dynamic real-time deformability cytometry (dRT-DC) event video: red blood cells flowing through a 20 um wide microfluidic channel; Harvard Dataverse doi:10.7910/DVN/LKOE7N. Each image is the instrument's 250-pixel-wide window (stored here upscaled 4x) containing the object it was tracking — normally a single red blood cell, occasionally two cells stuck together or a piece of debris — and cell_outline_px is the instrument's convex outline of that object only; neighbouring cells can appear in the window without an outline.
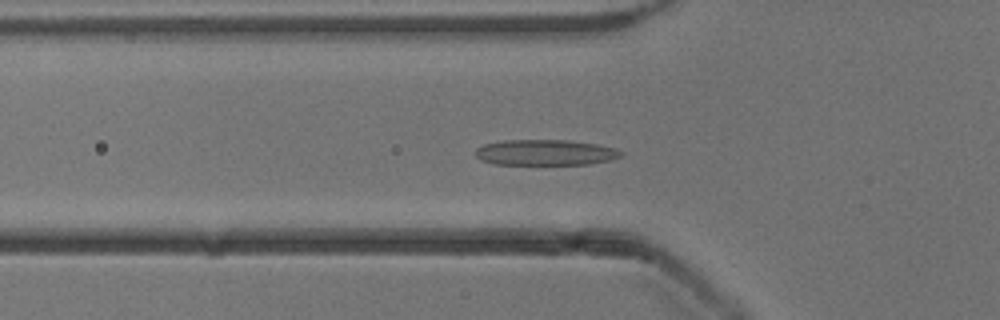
{"species": "common noctule bat (a hibernating species)", "species_latin": "Nyctalus noctula", "temperature_condition": "cold", "stored_images_in_passage": 39, "camera_frame_rate_fps": 3000, "um_per_image_px": 0.085, "animal": {"sex": "male", "body_mass_g": 13.3}, "frame": {"image": 1, "passage_image": 4, "time_ms": 1.0, "image_size_px": [1000, 320], "cell_outline_px": [[624, 156], [612, 160], [592, 164], [492, 164], [480, 160], [476, 156], [476, 148], [484, 144], [504, 140], [568, 140], [596, 144], [616, 148], [624, 152]], "centroid_in_image_um": [46.4, 12.96], "position_along_channel_um": 79.4, "area_um2": 22.02}}
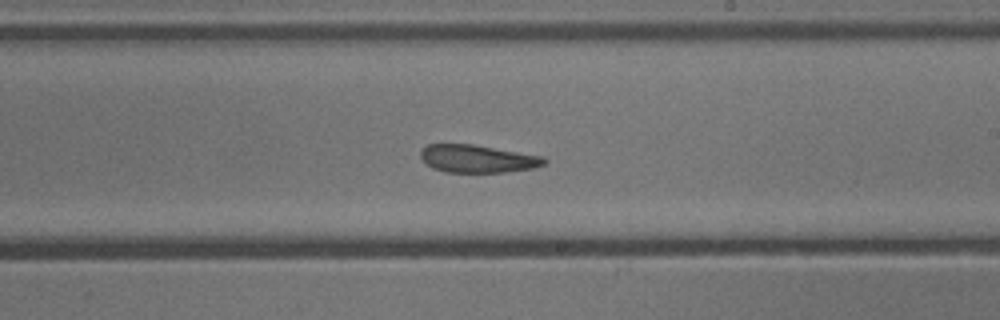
{"frame": {"image": 2, "passage_image": 17, "time_ms": 5.333, "image_size_px": [1000, 320], "cell_outline_px": [[548, 160], [544, 164], [536, 168], [504, 172], [444, 172], [432, 168], [420, 156], [420, 152], [428, 144], [472, 144], [544, 156]], "centroid_in_image_um": [40.63, 13.49], "position_along_channel_um": 248.4, "area_um2": 20.0}}
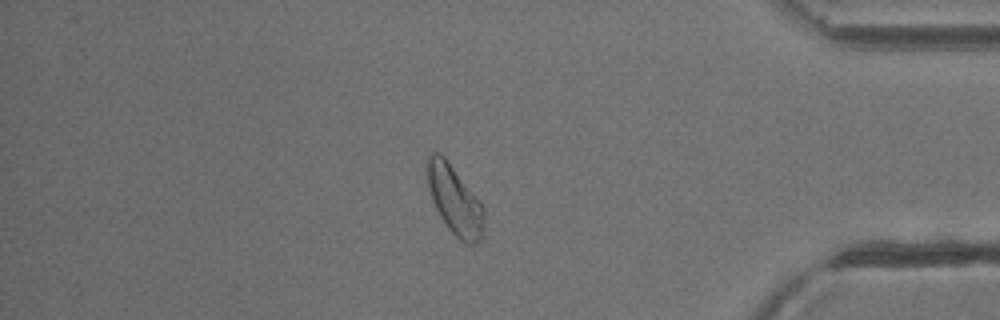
{"frame": {"image": 3, "passage_image": 31, "time_ms": 10.0, "image_size_px": [1000, 320], "cell_outline_px": [[484, 212], [480, 240], [476, 244], [468, 244], [460, 240], [448, 228], [440, 216], [432, 200], [428, 188], [428, 156], [432, 152], [440, 152], [444, 156], [480, 200], [484, 208]], "centroid_in_image_um": [38.65, 17.0], "position_along_channel_um": 396.6, "area_um2": 22.48}, "authors_computed_cell_mechanics": {"area_um2": 21.675, "velocity_mm_per_s": 3.8848, "shape_relaxation_time_tau1_ms": 5.2057, "shape_relaxation_time_tau2_ms": 4.1571, "deformation_change_tau1": 0.1409, "deformation_change_tau2": 0.099}}